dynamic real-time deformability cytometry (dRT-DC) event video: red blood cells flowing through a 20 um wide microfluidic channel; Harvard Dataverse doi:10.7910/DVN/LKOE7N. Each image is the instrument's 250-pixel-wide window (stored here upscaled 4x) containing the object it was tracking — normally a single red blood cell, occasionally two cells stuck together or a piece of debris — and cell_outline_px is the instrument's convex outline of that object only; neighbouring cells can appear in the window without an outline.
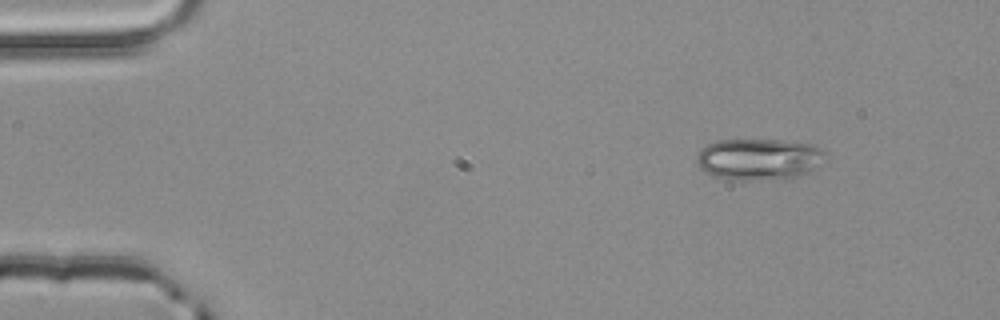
{"species": "common noctule bat (a hibernating species)", "species_latin": "Nyctalus noctula", "temperature_condition": "room temperature", "stored_images_in_passage": 3, "camera_frame_rate_fps": 3000, "um_per_image_px": 0.085, "animal": {"sex": "male", "body_mass_g": 20.4}, "frame": {"image": 1, "passage_image": 1, "time_ms": 0.0, "image_size_px": [1000, 320], "cell_outline_px": [[824, 152], [816, 168], [800, 176], [784, 180], [740, 180], [712, 176], [704, 172], [696, 164], [696, 156], [708, 144], [716, 140], [780, 140], [812, 144], [820, 148]], "centroid_in_image_um": [64.47, 13.55], "position_along_channel_um": 20.5, "area_um2": 31.15}}